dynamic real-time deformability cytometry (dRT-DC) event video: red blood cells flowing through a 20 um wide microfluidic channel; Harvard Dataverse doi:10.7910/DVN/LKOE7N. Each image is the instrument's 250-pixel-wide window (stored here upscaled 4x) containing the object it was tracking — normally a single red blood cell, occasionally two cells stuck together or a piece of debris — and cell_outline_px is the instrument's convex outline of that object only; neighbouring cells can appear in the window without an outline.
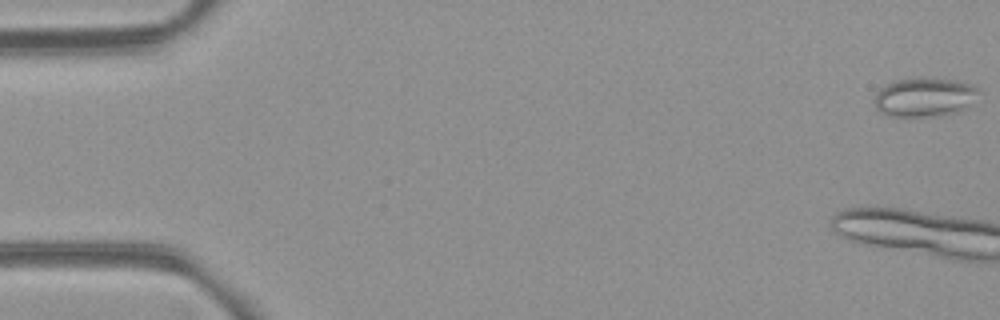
{"species": "common noctule bat (a hibernating species)", "species_latin": "Nyctalus noctula", "temperature_condition": "room temperature", "stored_images_in_passage": 5, "camera_frame_rate_fps": 3000, "um_per_image_px": 0.085, "animal": {"sex": "female", "body_mass_g": 21.9}, "frame": {"image": 1, "passage_image": 1, "time_ms": 0.0, "image_size_px": [1000, 320], "cell_outline_px": [[980, 92], [968, 108], [960, 112], [944, 116], [892, 116], [880, 112], [876, 108], [876, 92], [884, 84], [896, 80], [912, 76], [924, 76], [960, 80], [972, 84], [980, 88]], "centroid_in_image_um": [78.65, 8.22], "position_along_channel_um": 6.3, "area_um2": 24.68}}